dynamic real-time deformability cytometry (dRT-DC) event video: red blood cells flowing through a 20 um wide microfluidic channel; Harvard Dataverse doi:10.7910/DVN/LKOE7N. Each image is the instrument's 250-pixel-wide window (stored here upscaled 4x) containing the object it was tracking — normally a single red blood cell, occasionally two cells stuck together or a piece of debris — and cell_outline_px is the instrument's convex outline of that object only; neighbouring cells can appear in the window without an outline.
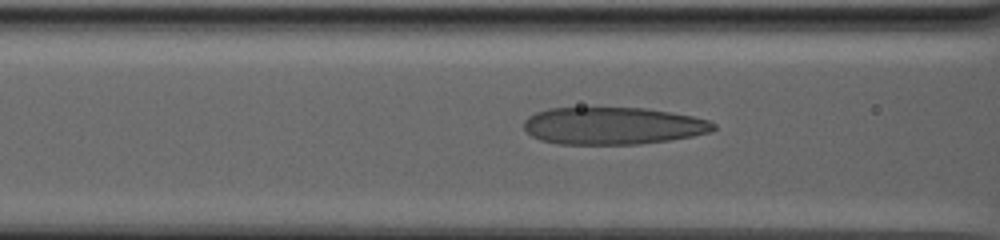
{"species": "human", "species_latin": "Homo sapiens", "temperature_condition": "warm", "stored_images_in_passage": 79, "camera_frame_rate_fps": 3000, "um_per_image_px": 0.085, "donor": {"sex": "male"}, "frame": {"image": 1, "passage_image": 32, "time_ms": 10.333, "image_size_px": [1000, 240], "cell_outline_px": [[716, 128], [712, 132], [692, 136], [668, 140], [640, 144], [556, 144], [540, 140], [532, 136], [524, 128], [524, 120], [528, 116], [536, 112], [548, 108], [644, 108], [692, 116], [708, 120], [716, 124]], "centroid_in_image_um": [52.08, 10.7], "position_along_channel_um": 114.5, "area_um2": 41.21}}
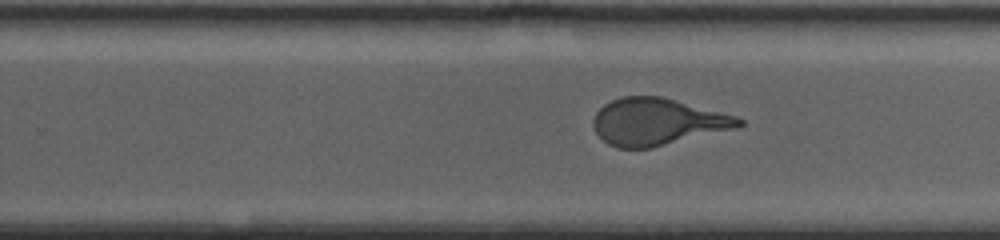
{"frame": {"image": 2, "passage_image": 51, "time_ms": 16.667, "image_size_px": [1000, 240], "cell_outline_px": [[744, 124], [736, 128], [652, 148], [616, 148], [608, 144], [596, 132], [592, 124], [592, 120], [596, 112], [604, 104], [620, 96], [660, 96], [736, 116], [744, 120]], "centroid_in_image_um": [55.85, 10.35], "position_along_channel_um": 274.0, "area_um2": 39.71}}
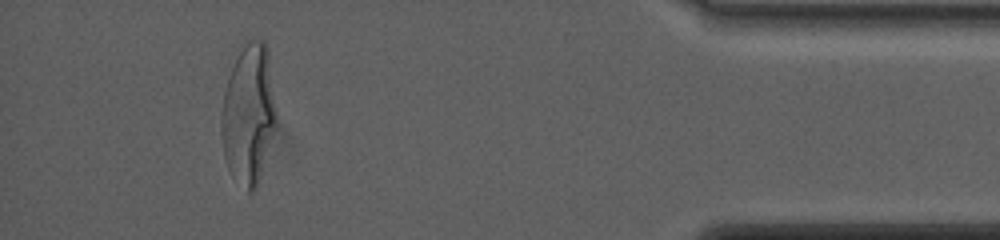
{"frame": {"image": 3, "passage_image": 73, "time_ms": 24.0, "image_size_px": [1000, 240], "cell_outline_px": [[276, 124], [260, 176], [256, 188], [252, 192], [248, 192], [232, 176], [228, 168], [224, 156], [220, 132], [220, 116], [224, 92], [232, 68], [240, 52], [248, 40], [264, 40], [268, 48], [276, 108]], "centroid_in_image_um": [21.12, 9.72], "position_along_channel_um": 414.1, "area_um2": 44.56}, "authors_computed_cell_mechanics": {"area_um2": 43.1188, "velocity_mm_per_s": 2.5189, "shape_relaxation_time_tau1_ms": 10.4486, "shape_relaxation_time_tau2_ms": null, "deformation_change_tau1": 0.3072, "deformation_change_tau2": null}}